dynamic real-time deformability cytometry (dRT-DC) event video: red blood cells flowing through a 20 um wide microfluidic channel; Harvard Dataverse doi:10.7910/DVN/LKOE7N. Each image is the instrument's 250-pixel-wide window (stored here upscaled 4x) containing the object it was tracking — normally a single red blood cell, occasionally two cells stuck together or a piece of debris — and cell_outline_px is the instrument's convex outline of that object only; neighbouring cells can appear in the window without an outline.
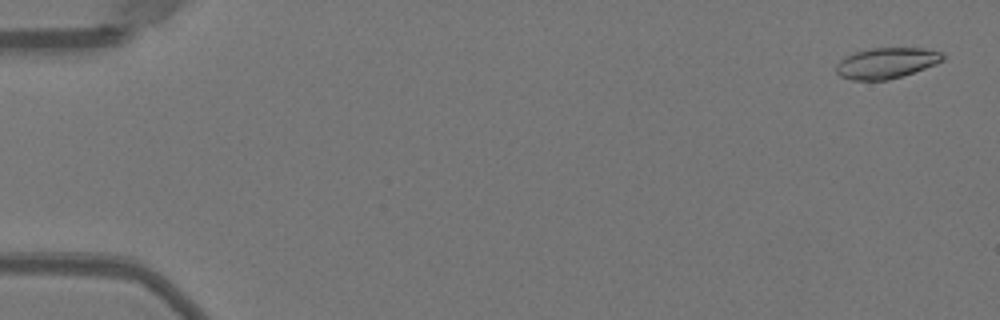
{"species": "Egyptian fruit bat (a non-hibernating species)", "species_latin": "Rousettus aegyptiacus", "temperature_condition": "warm", "stored_images_in_passage": 52, "camera_frame_rate_fps": 3000, "um_per_image_px": 0.085, "animal": {"sex": "female"}, "frame": {"image": 1, "passage_image": 2, "time_ms": 0.333, "image_size_px": [1000, 320], "cell_outline_px": [[944, 60], [936, 64], [888, 80], [852, 80], [840, 76], [836, 72], [836, 64], [844, 56], [856, 52], [872, 48], [924, 48], [940, 52], [944, 56]], "centroid_in_image_um": [75.31, 5.35], "position_along_channel_um": 9.7, "area_um2": 18.96}}
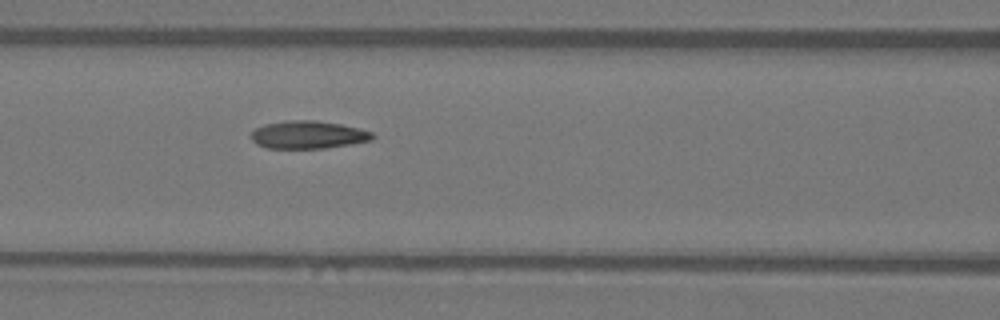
{"frame": {"image": 2, "passage_image": 23, "time_ms": 7.333, "image_size_px": [1000, 320], "cell_outline_px": [[376, 136], [372, 140], [352, 144], [324, 148], [268, 148], [256, 144], [252, 140], [252, 132], [256, 128], [264, 124], [288, 120], [316, 120], [340, 124], [360, 128], [372, 132]], "centroid_in_image_um": [26.22, 11.45], "position_along_channel_um": 140.4, "area_um2": 19.71}}
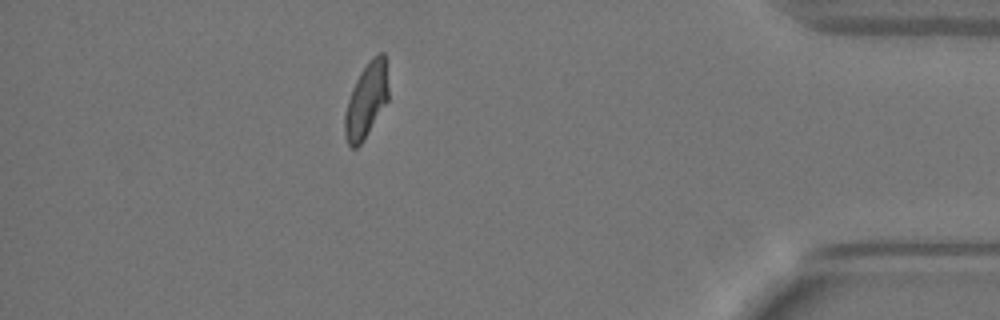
{"frame": {"image": 3, "passage_image": 46, "time_ms": 15.0, "image_size_px": [1000, 320], "cell_outline_px": [[388, 100], [364, 140], [356, 148], [352, 148], [348, 144], [344, 136], [344, 112], [352, 88], [360, 72], [368, 60], [376, 52], [384, 52], [388, 88]], "centroid_in_image_um": [31.12, 8.52], "position_along_channel_um": 404.1, "area_um2": 19.19}, "authors_computed_cell_mechanics": {"area_um2": 19.2185, "velocity_mm_per_s": 3.9843, "shape_relaxation_time_tau1_ms": null, "shape_relaxation_time_tau2_ms": 1.4367, "deformation_change_tau1": null, "deformation_change_tau2": 0.0624}}